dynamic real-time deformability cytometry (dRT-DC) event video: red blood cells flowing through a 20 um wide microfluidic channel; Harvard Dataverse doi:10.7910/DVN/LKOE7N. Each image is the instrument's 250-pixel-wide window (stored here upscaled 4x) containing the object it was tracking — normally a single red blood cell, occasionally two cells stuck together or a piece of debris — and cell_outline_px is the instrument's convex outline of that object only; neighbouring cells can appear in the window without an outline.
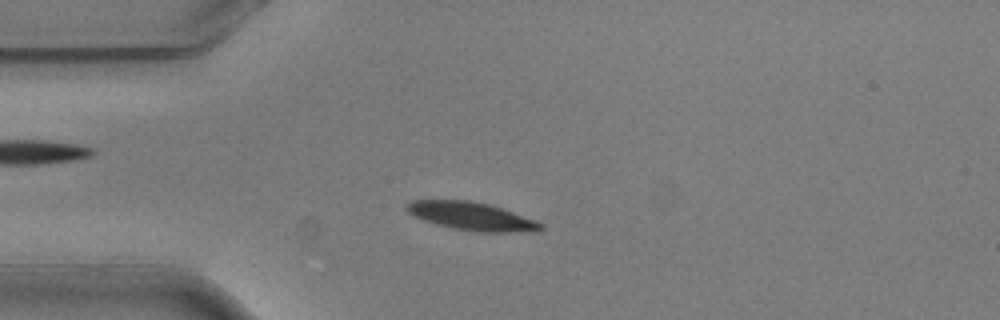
{"species": "common noctule bat (a hibernating species)", "species_latin": "Nyctalus noctula", "temperature_condition": "warm", "stored_images_in_passage": 4, "camera_frame_rate_fps": 3000, "um_per_image_px": 0.085, "animal": {"sex": "male", "body_mass_g": 20.5, "forearm_length_mm": 52.5}, "frame": {"image": 1, "passage_image": 2, "time_ms": 0.333, "image_size_px": [1000, 320], "cell_outline_px": [[544, 228], [508, 232], [480, 232], [452, 228], [436, 224], [424, 220], [408, 212], [404, 208], [412, 200], [468, 200], [488, 204], [512, 212], [544, 224]], "centroid_in_image_um": [40.01, 18.37], "position_along_channel_um": 45.0, "area_um2": 21.33}}
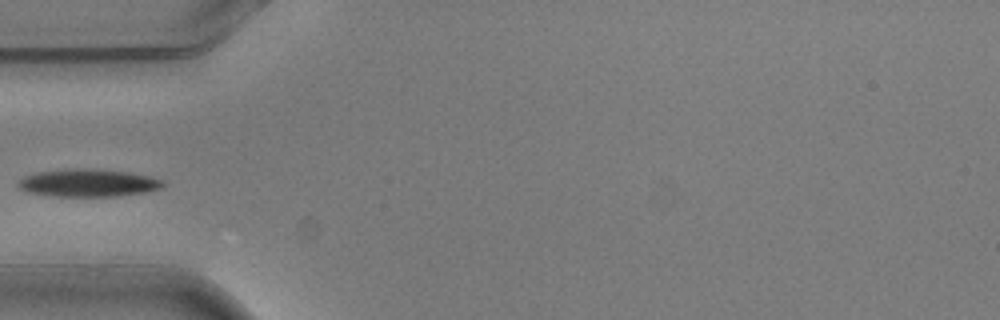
{"frame": {"image": 2, "passage_image": 3, "time_ms": 0.667, "image_size_px": [1000, 320], "cell_outline_px": [[164, 184], [160, 188], [148, 192], [116, 196], [52, 196], [28, 192], [20, 188], [16, 184], [24, 176], [36, 172], [76, 168], [84, 168], [128, 172], [152, 176], [164, 180]], "centroid_in_image_um": [7.51, 15.55], "position_along_channel_um": 77.5, "area_um2": 23.35}}
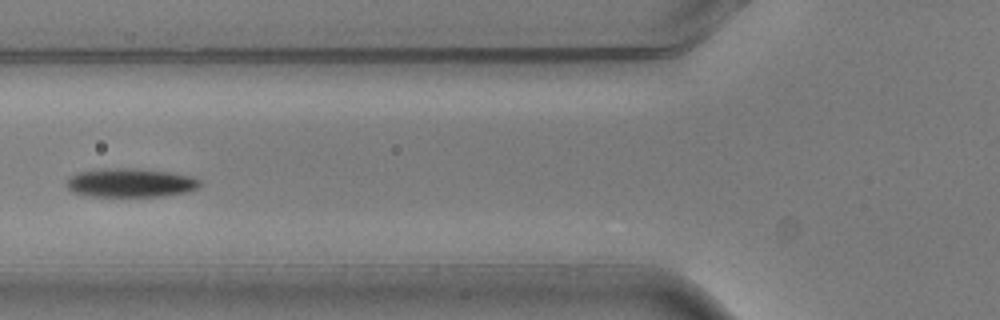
{"frame": {"image": 3, "passage_image": 4, "time_ms": 1.0, "image_size_px": [1000, 320], "cell_outline_px": [[200, 184], [196, 188], [184, 192], [164, 196], [92, 196], [72, 192], [64, 184], [68, 176], [76, 172], [100, 168], [136, 168], [168, 172], [192, 176], [200, 180]], "centroid_in_image_um": [11.0, 15.52], "position_along_channel_um": 114.8, "area_um2": 22.54}}